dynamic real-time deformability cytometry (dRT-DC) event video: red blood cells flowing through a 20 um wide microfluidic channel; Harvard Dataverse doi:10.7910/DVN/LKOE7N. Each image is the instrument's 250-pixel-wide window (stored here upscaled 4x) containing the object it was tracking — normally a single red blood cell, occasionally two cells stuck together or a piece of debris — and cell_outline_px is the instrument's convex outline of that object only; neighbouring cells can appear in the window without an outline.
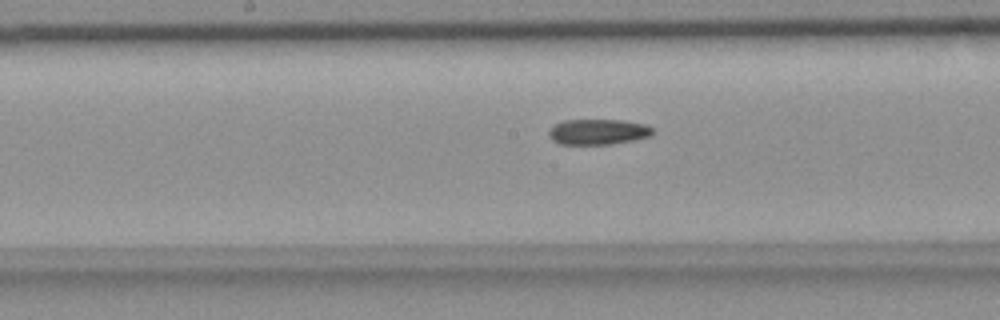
{"species": "common noctule bat (a hibernating species)", "species_latin": "Nyctalus noctula", "temperature_condition": "room temperature", "stored_images_in_passage": 37, "camera_frame_rate_fps": 3000, "um_per_image_px": 0.085, "animal": {"sex": "female", "body_mass_g": 18.4}, "frame": {"image": 1, "passage_image": 22, "time_ms": 7.0, "image_size_px": [1000, 320], "cell_outline_px": [[652, 136], [612, 144], [560, 144], [552, 140], [548, 136], [548, 132], [556, 124], [564, 120], [624, 120], [644, 124], [652, 128]], "centroid_in_image_um": [50.83, 11.21], "position_along_channel_um": 197.4, "area_um2": 15.37}}
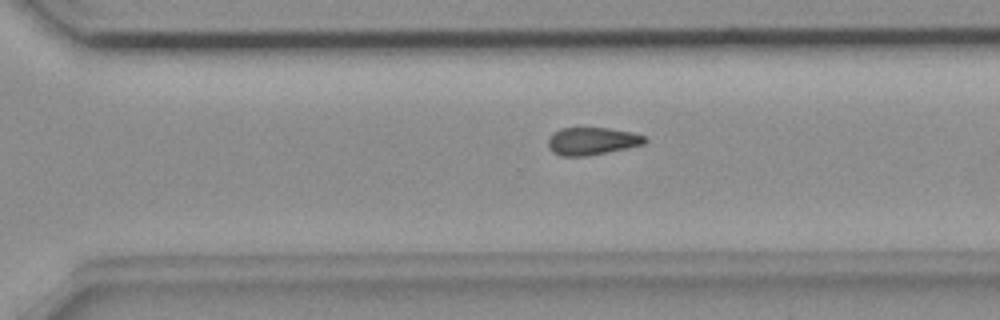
{"frame": {"image": 2, "passage_image": 32, "time_ms": 10.333, "image_size_px": [1000, 320], "cell_outline_px": [[648, 140], [644, 144], [588, 156], [560, 156], [552, 152], [548, 144], [548, 140], [552, 132], [560, 128], [608, 128], [632, 132], [644, 136]], "centroid_in_image_um": [50.3, 11.99], "position_along_channel_um": 320.3, "area_um2": 15.55}}